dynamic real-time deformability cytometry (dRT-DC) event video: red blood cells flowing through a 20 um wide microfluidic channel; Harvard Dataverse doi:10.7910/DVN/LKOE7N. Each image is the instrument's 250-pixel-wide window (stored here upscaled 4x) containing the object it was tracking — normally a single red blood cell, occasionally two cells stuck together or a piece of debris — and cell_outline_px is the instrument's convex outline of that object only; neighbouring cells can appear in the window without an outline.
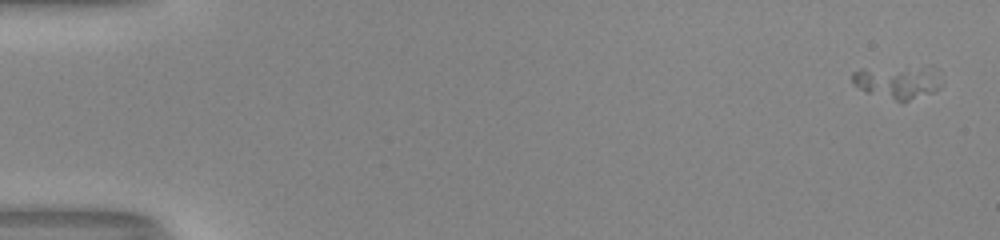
{"species": "human", "species_latin": "Homo sapiens", "temperature_condition": "room temperature", "stored_images_in_passage": 15, "camera_frame_rate_fps": 3000, "um_per_image_px": 0.085, "donor": {"sex": "male"}, "frame": {"image": 1, "passage_image": 3, "time_ms": 0.667, "image_size_px": [1000, 240], "cell_outline_px": [[944, 84], [936, 92], [900, 104], [868, 92], [852, 84], [852, 72], [860, 68], [940, 68]], "centroid_in_image_um": [76.39, 7.01], "position_along_channel_um": 8.6, "area_um2": 17.86}}